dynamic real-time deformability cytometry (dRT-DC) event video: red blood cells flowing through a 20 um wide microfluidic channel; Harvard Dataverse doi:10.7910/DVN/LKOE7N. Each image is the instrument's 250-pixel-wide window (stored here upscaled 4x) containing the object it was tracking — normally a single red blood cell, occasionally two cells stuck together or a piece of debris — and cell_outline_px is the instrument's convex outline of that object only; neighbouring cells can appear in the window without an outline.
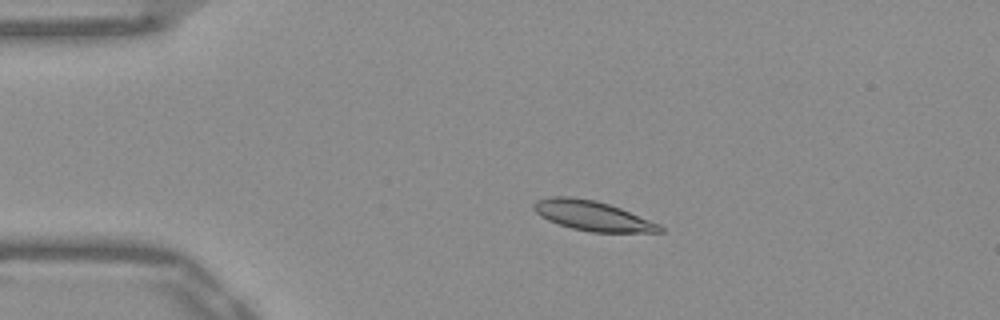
{"species": "Egyptian fruit bat (a non-hibernating species)", "species_latin": "Rousettus aegyptiacus", "temperature_condition": "warm", "stored_images_in_passage": 52, "camera_frame_rate_fps": 3000, "um_per_image_px": 0.085, "frame": {"image": 1, "passage_image": 11, "time_ms": 3.333, "image_size_px": [1000, 320], "cell_outline_px": [[664, 232], [588, 232], [572, 228], [548, 220], [540, 216], [532, 208], [532, 204], [536, 200], [552, 196], [568, 196], [596, 200], [620, 208], [660, 224], [664, 228]], "centroid_in_image_um": [50.34, 18.33], "position_along_channel_um": 34.7, "area_um2": 21.91}}
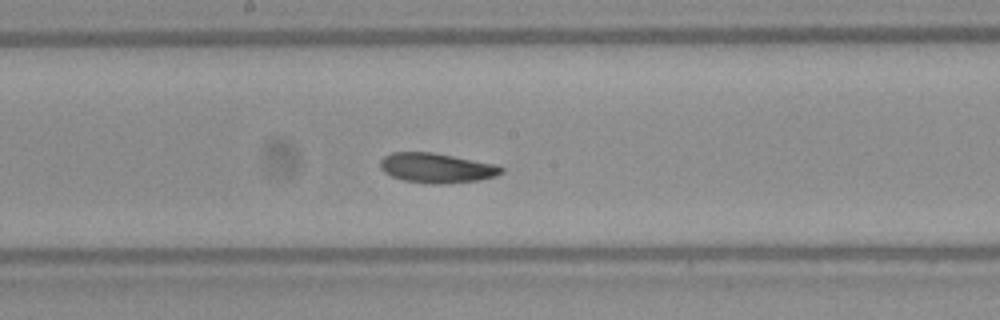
{"frame": {"image": 2, "passage_image": 28, "time_ms": 9.0, "image_size_px": [1000, 320], "cell_outline_px": [[504, 172], [496, 176], [480, 180], [448, 184], [428, 184], [404, 180], [392, 176], [384, 172], [380, 168], [380, 160], [384, 156], [392, 152], [432, 152], [496, 164], [504, 168]], "centroid_in_image_um": [37.13, 14.28], "position_along_channel_um": 211.1, "area_um2": 21.21}}
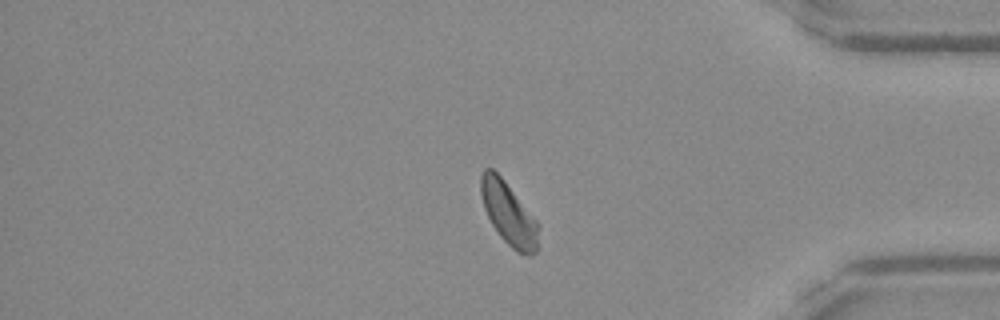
{"frame": {"image": 3, "passage_image": 44, "time_ms": 14.333, "image_size_px": [1000, 320], "cell_outline_px": [[540, 224], [536, 252], [532, 256], [528, 256], [516, 252], [500, 236], [492, 224], [484, 208], [480, 192], [480, 176], [484, 168], [492, 168], [504, 180]], "centroid_in_image_um": [43.24, 18.17], "position_along_channel_um": 392.0, "area_um2": 21.1}, "authors_computed_cell_mechanics": {"area_um2": 21.0392, "velocity_mm_per_s": 3.8548, "shape_relaxation_time_tau1_ms": 9.6978, "shape_relaxation_time_tau2_ms": 6.0882, "deformation_change_tau1": 0.1718, "deformation_change_tau2": 0.1023}}